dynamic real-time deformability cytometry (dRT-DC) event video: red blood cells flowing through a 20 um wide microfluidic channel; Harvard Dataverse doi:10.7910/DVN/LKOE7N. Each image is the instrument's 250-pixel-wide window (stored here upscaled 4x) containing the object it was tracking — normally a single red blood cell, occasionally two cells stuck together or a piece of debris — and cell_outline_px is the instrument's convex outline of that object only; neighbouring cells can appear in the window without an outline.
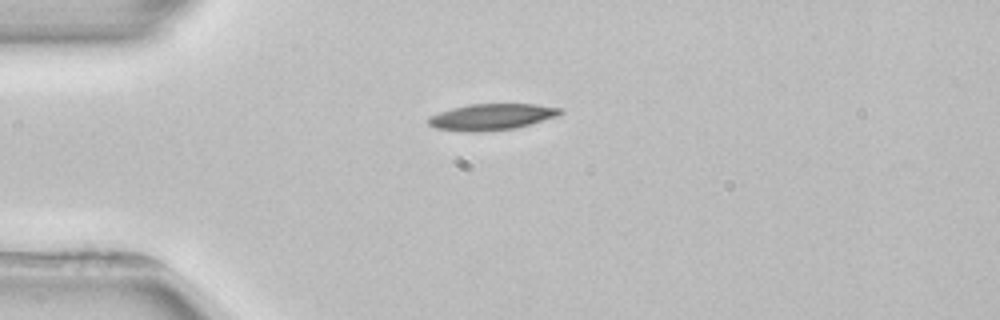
{"species": "common noctule bat (a hibernating species)", "species_latin": "Nyctalus noctula", "temperature_condition": "room temperature", "stored_images_in_passage": 2, "camera_frame_rate_fps": 3000, "um_per_image_px": 0.085, "animal": {"sex": "female", "body_mass_g": 22.7, "forearm_length_mm": 54.2}, "frame": {"image": 1, "passage_image": 1, "time_ms": 0.0, "image_size_px": [1000, 320], "cell_outline_px": [[564, 112], [560, 116], [516, 128], [480, 132], [468, 132], [436, 128], [428, 124], [428, 116], [452, 108], [468, 104], [536, 104], [564, 108]], "centroid_in_image_um": [41.85, 9.93], "position_along_channel_um": 43.2, "area_um2": 20.46}}